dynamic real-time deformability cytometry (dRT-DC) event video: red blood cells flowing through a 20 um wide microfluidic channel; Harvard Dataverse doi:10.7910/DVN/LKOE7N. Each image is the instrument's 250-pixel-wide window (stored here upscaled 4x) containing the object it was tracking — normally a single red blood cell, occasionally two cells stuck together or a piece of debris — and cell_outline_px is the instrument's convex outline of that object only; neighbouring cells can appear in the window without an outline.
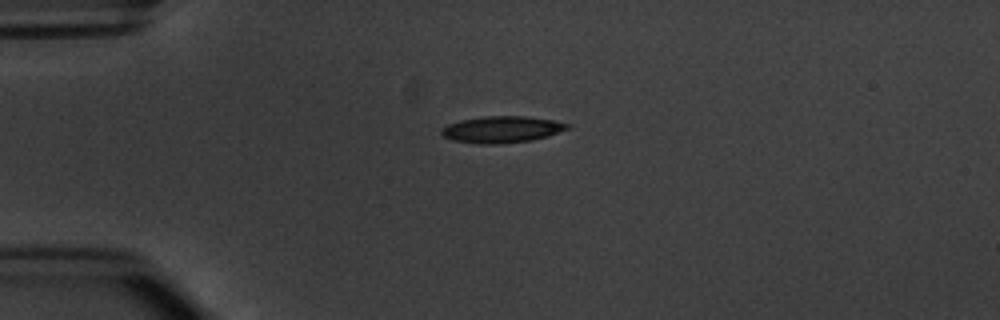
{"species": "common noctule bat (a hibernating species)", "species_latin": "Nyctalus noctula", "temperature_condition": "warm", "stored_images_in_passage": 5, "camera_frame_rate_fps": 3000, "um_per_image_px": 0.085, "animal": {"sex": "male", "body_mass_g": 20.1, "forearm_length_mm": 53.5}, "frame": {"image": 1, "passage_image": 1, "time_ms": 0.0, "image_size_px": [1000, 320], "cell_outline_px": [[572, 128], [548, 136], [532, 140], [500, 144], [480, 144], [452, 140], [444, 136], [440, 132], [440, 128], [448, 124], [460, 120], [480, 116], [524, 116], [552, 120], [572, 124]], "centroid_in_image_um": [42.67, 11.0], "position_along_channel_um": 42.3, "area_um2": 19.77}}
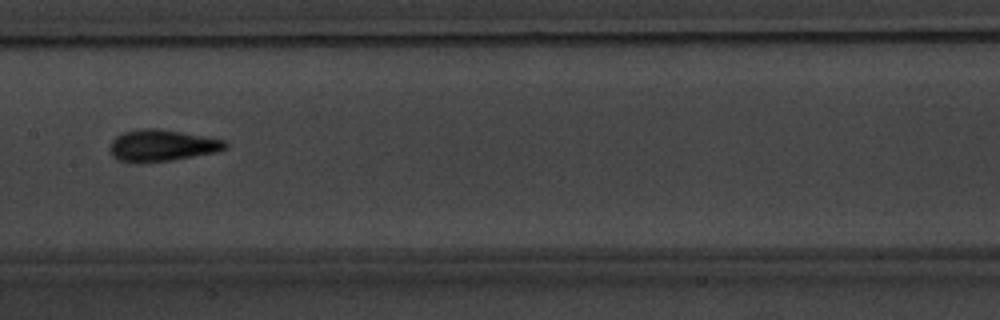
{"frame": {"image": 2, "passage_image": 5, "time_ms": 4.667, "image_size_px": [1000, 320], "cell_outline_px": [[228, 148], [216, 152], [172, 160], [140, 164], [136, 164], [120, 160], [112, 156], [108, 148], [112, 140], [116, 136], [124, 132], [144, 128], [156, 128], [204, 136], [224, 140], [228, 144]], "centroid_in_image_um": [13.73, 12.39], "position_along_channel_um": 193.7, "area_um2": 21.44}}